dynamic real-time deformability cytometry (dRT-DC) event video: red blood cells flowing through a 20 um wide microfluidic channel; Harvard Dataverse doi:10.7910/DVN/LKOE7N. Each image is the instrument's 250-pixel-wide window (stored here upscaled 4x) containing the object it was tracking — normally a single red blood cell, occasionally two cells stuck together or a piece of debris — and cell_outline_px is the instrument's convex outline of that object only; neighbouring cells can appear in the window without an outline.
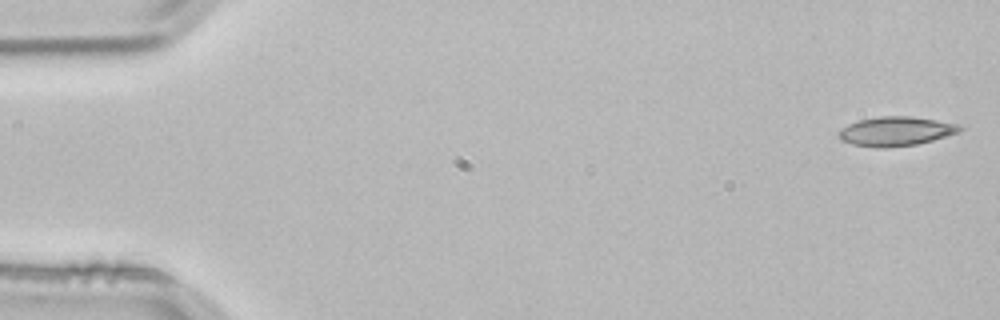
{"species": "common noctule bat (a hibernating species)", "species_latin": "Nyctalus noctula", "temperature_condition": "room temperature", "stored_images_in_passage": 52, "camera_frame_rate_fps": 3000, "um_per_image_px": 0.085, "animal": {"sex": "male", "body_mass_g": 21.5, "forearm_length_mm": 52.0}, "frame": {"image": 1, "passage_image": 1, "time_ms": 0.0, "image_size_px": [1000, 320], "cell_outline_px": [[964, 128], [960, 132], [932, 140], [916, 144], [884, 148], [876, 148], [852, 144], [840, 140], [840, 132], [848, 124], [860, 120], [880, 116], [908, 116], [936, 120], [956, 124]], "centroid_in_image_um": [76.16, 11.16], "position_along_channel_um": 8.8, "area_um2": 20.35}}
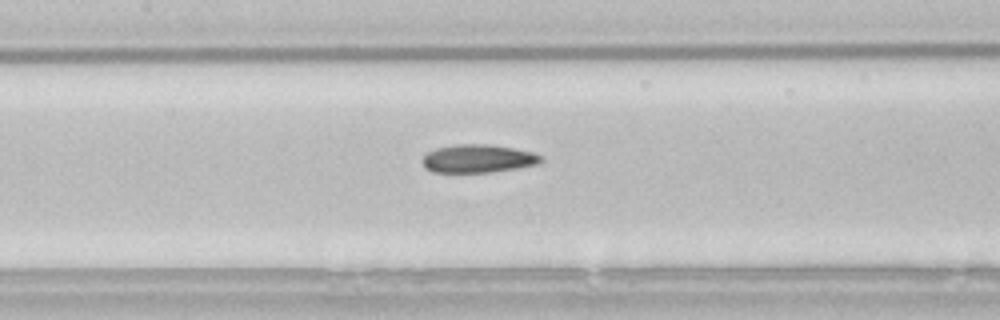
{"frame": {"image": 2, "passage_image": 24, "time_ms": 7.667, "image_size_px": [1000, 320], "cell_outline_px": [[544, 160], [536, 164], [516, 168], [488, 172], [432, 172], [424, 168], [424, 156], [428, 152], [436, 148], [456, 144], [492, 144], [532, 152], [540, 156]], "centroid_in_image_um": [40.61, 13.47], "position_along_channel_um": 166.8, "area_um2": 19.25}}
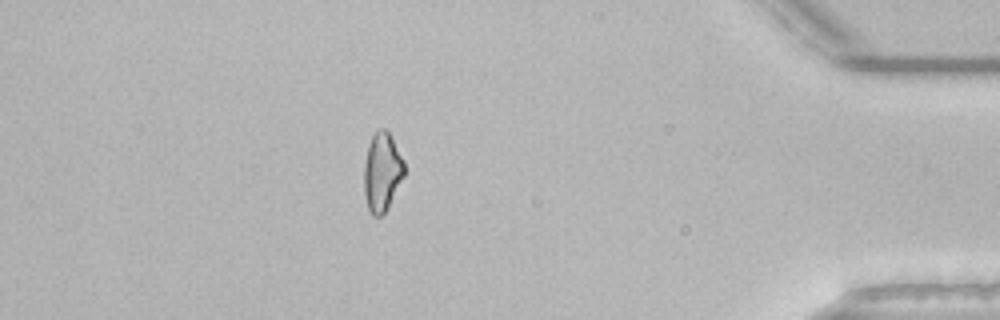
{"frame": {"image": 3, "passage_image": 46, "time_ms": 15.0, "image_size_px": [1000, 320], "cell_outline_px": [[404, 176], [388, 208], [380, 216], [372, 216], [368, 212], [364, 196], [364, 164], [368, 144], [372, 136], [380, 128], [384, 128], [388, 132], [404, 160]], "centroid_in_image_um": [32.46, 14.66], "position_along_channel_um": 402.7, "area_um2": 18.55}, "authors_computed_cell_mechanics": {"area_um2": 19.4497, "velocity_mm_per_s": 3.8375, "shape_relaxation_time_tau1_ms": null, "shape_relaxation_time_tau2_ms": 3.2449, "deformation_change_tau1": null, "deformation_change_tau2": 0.124}}